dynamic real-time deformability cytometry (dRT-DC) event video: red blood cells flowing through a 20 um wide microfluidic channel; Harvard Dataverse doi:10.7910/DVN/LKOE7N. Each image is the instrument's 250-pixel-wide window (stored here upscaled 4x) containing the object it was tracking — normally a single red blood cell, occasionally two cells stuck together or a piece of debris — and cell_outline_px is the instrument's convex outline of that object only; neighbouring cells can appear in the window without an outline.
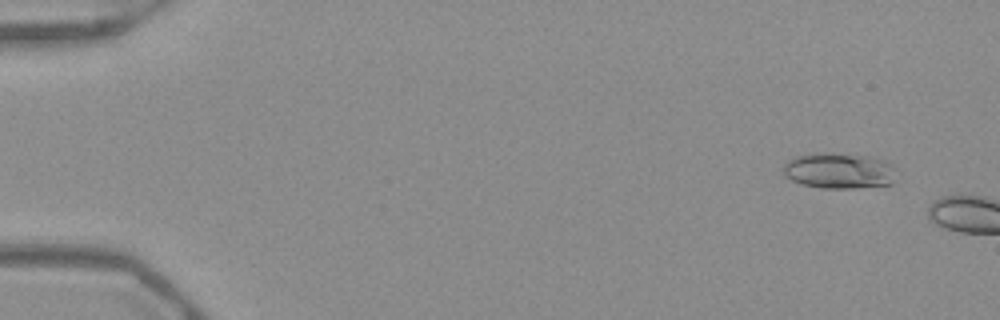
{"species": "Egyptian fruit bat (a non-hibernating species)", "species_latin": "Rousettus aegyptiacus", "temperature_condition": "warm", "stored_images_in_passage": 7, "camera_frame_rate_fps": 3000, "um_per_image_px": 0.085, "frame": {"image": 1, "passage_image": 4, "time_ms": 1.0, "image_size_px": [1000, 320], "cell_outline_px": [[892, 184], [856, 188], [820, 188], [804, 184], [792, 180], [784, 176], [784, 164], [788, 160], [796, 156], [808, 152], [828, 152], [868, 156], [888, 160], [892, 164]], "centroid_in_image_um": [71.27, 14.49], "position_along_channel_um": 13.7, "area_um2": 23.7}}